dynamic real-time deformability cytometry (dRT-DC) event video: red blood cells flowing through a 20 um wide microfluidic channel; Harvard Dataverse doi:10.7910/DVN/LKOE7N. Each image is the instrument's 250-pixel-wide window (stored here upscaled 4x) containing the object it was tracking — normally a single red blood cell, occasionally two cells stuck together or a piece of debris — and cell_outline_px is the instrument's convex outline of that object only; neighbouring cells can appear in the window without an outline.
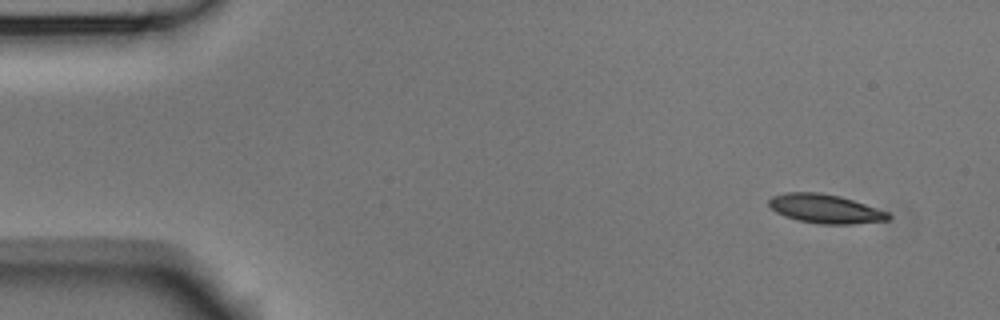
{"species": "Egyptian fruit bat (a non-hibernating species)", "species_latin": "Rousettus aegyptiacus", "temperature_condition": "room temperature", "stored_images_in_passage": 3, "camera_frame_rate_fps": 3000, "um_per_image_px": 0.085, "animal": {"sex": "male"}, "frame": {"image": 1, "passage_image": 3, "time_ms": 0.667, "image_size_px": [1000, 320], "cell_outline_px": [[892, 220], [852, 224], [820, 224], [800, 220], [784, 216], [776, 212], [768, 204], [768, 200], [772, 196], [784, 192], [820, 192], [840, 196], [888, 212], [892, 216]], "centroid_in_image_um": [70.15, 17.74], "position_along_channel_um": 14.8, "area_um2": 20.17}}